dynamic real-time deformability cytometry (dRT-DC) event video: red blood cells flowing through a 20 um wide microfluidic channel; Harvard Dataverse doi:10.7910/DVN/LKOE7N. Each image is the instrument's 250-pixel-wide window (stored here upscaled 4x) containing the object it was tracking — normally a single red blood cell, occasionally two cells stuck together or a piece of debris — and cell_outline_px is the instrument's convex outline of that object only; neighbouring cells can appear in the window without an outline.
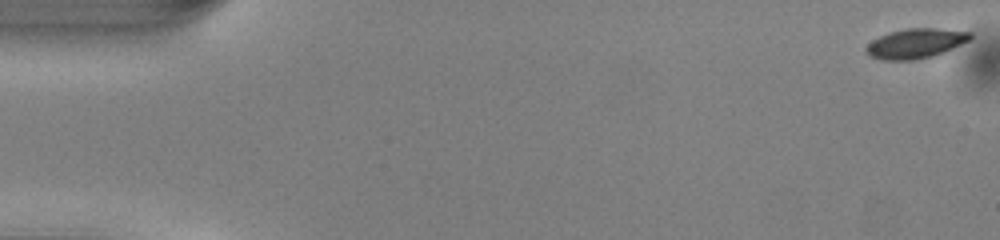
{"species": "common noctule bat (a hibernating species)", "species_latin": "Nyctalus noctula", "temperature_condition": "warm", "stored_images_in_passage": 51, "camera_frame_rate_fps": 3000, "um_per_image_px": 0.085, "animal": {"sex": "male", "body_mass_g": 13.0, "forearm_length_mm": 53.1}, "frame": {"image": 1, "passage_image": 1, "time_ms": 0.0, "image_size_px": [1000, 240], "cell_outline_px": [[972, 36], [968, 40], [944, 52], [932, 56], [912, 60], [880, 60], [864, 52], [864, 48], [872, 40], [888, 32], [908, 28], [936, 28], [972, 32]], "centroid_in_image_um": [77.78, 3.69], "position_along_channel_um": 7.2, "area_um2": 17.98}}
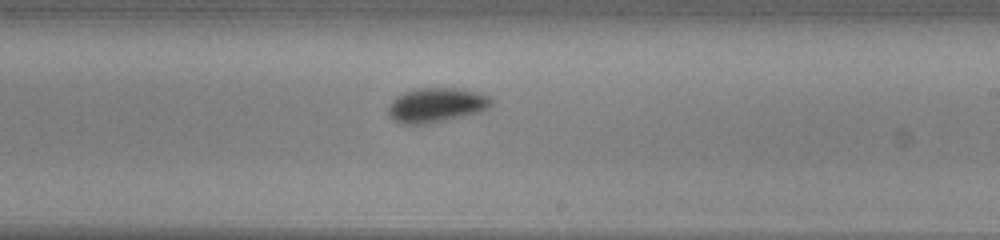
{"frame": {"image": 2, "passage_image": 30, "time_ms": 9.667, "image_size_px": [1000, 240], "cell_outline_px": [[492, 104], [488, 108], [480, 112], [444, 120], [424, 124], [404, 124], [396, 120], [388, 112], [388, 104], [396, 96], [404, 92], [416, 88], [456, 88], [480, 92], [488, 96], [492, 100]], "centroid_in_image_um": [37.1, 8.91], "position_along_channel_um": 251.9, "area_um2": 20.58}}
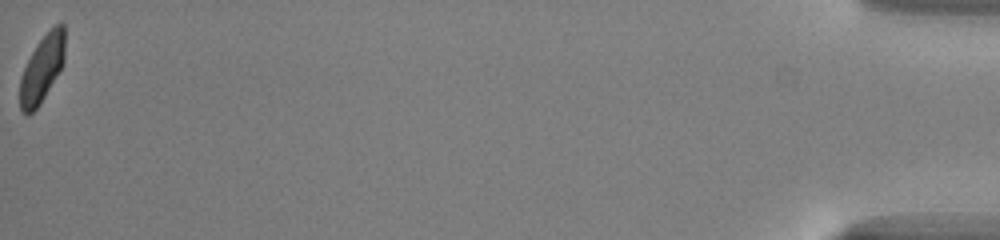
{"frame": {"image": 3, "passage_image": 51, "time_ms": 16.667, "image_size_px": [1000, 240], "cell_outline_px": [[64, 60], [56, 76], [40, 104], [32, 112], [24, 112], [20, 108], [20, 80], [24, 68], [36, 44], [56, 24], [64, 24]], "centroid_in_image_um": [3.57, 5.83], "position_along_channel_um": 431.6, "area_um2": 16.94}, "authors_computed_cell_mechanics": {"area_um2": 18.8428, "velocity_mm_per_s": 4.0719, "shape_relaxation_time_tau1_ms": 2.3694, "shape_relaxation_time_tau2_ms": null, "deformation_change_tau1": 0.1153, "deformation_change_tau2": null}}